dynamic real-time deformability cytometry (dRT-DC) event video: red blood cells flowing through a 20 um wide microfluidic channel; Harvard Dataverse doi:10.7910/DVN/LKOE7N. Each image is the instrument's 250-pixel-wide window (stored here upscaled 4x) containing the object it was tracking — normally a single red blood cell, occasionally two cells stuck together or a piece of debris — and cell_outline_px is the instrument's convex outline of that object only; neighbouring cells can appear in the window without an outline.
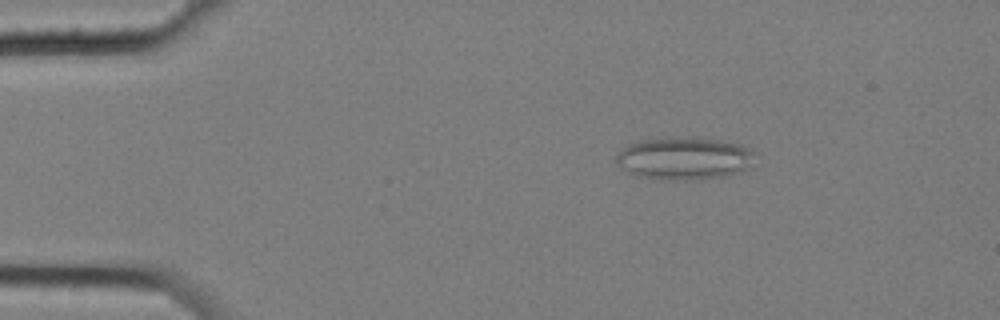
{"species": "common noctule bat (a hibernating species)", "species_latin": "Nyctalus noctula", "temperature_condition": "cold", "stored_images_in_passage": 5, "camera_frame_rate_fps": 3000, "um_per_image_px": 0.085, "animal": {"sex": "female", "body_mass_g": 25.1}, "frame": {"image": 1, "passage_image": 3, "time_ms": 0.667, "image_size_px": [1000, 320], "cell_outline_px": [[756, 152], [748, 168], [740, 172], [724, 176], [688, 180], [668, 180], [636, 176], [628, 172], [616, 164], [612, 160], [628, 144], [640, 140], [664, 136], [684, 136], [720, 140], [740, 144]], "centroid_in_image_um": [58.12, 13.44], "position_along_channel_um": 26.9, "area_um2": 34.97}}